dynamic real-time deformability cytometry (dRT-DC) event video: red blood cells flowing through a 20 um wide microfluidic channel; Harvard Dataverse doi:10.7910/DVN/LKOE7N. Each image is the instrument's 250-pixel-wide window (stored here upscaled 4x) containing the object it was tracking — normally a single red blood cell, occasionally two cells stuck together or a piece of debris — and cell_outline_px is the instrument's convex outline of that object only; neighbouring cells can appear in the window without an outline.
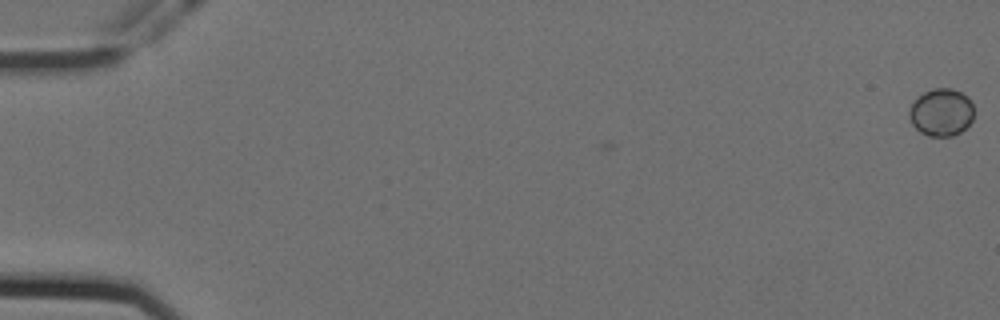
{"species": "Egyptian fruit bat (a non-hibernating species)", "species_latin": "Rousettus aegyptiacus", "temperature_condition": "cold", "stored_images_in_passage": 4, "camera_frame_rate_fps": 3000, "um_per_image_px": 0.085, "animal": {"sex": "female"}, "frame": {"image": 1, "passage_image": 1, "time_ms": 0.0, "image_size_px": [1000, 320], "cell_outline_px": [[972, 120], [960, 132], [952, 136], [928, 136], [920, 132], [912, 124], [908, 116], [908, 112], [916, 96], [932, 88], [952, 88], [968, 96], [972, 104]], "centroid_in_image_um": [79.98, 9.53], "position_along_channel_um": 5.0, "area_um2": 17.98}}